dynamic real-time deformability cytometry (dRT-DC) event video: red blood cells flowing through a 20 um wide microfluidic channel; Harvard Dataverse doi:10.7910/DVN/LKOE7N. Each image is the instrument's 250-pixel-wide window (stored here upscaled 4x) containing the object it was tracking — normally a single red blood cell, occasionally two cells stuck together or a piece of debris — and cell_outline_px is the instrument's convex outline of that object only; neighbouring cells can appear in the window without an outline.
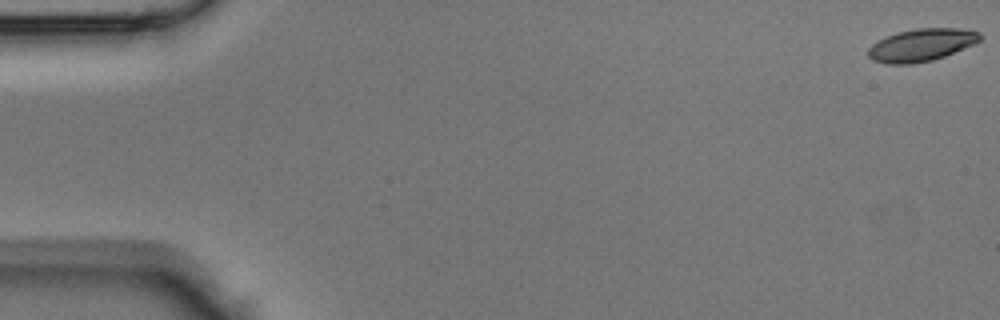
{"species": "Egyptian fruit bat (a non-hibernating species)", "species_latin": "Rousettus aegyptiacus", "temperature_condition": "room temperature", "stored_images_in_passage": 48, "camera_frame_rate_fps": 3000, "um_per_image_px": 0.085, "animal": {"sex": "male"}, "frame": {"image": 1, "passage_image": 1, "time_ms": 0.0, "image_size_px": [1000, 320], "cell_outline_px": [[984, 36], [980, 40], [972, 44], [944, 56], [932, 60], [912, 64], [888, 64], [872, 60], [868, 56], [868, 48], [872, 44], [896, 32], [916, 28], [960, 28], [980, 32]], "centroid_in_image_um": [78.31, 3.82], "position_along_channel_um": 6.7, "area_um2": 21.1}}
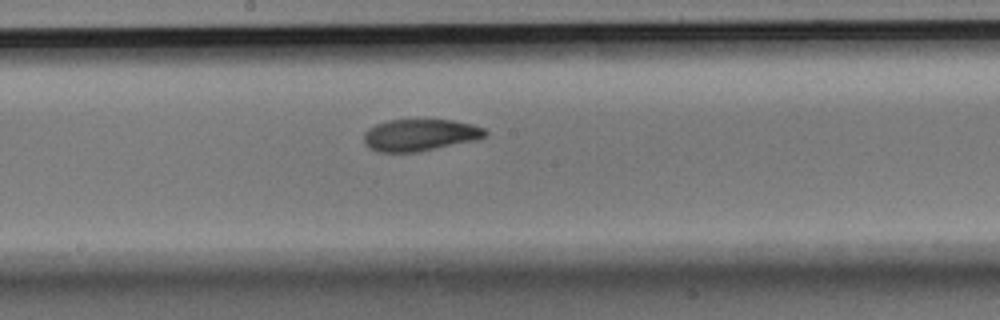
{"frame": {"image": 2, "passage_image": 26, "time_ms": 8.333, "image_size_px": [1000, 320], "cell_outline_px": [[488, 132], [484, 136], [472, 140], [416, 152], [380, 152], [368, 148], [364, 144], [364, 132], [368, 128], [376, 124], [388, 120], [452, 120], [472, 124], [484, 128]], "centroid_in_image_um": [35.62, 11.47], "position_along_channel_um": 212.6, "area_um2": 22.25}}
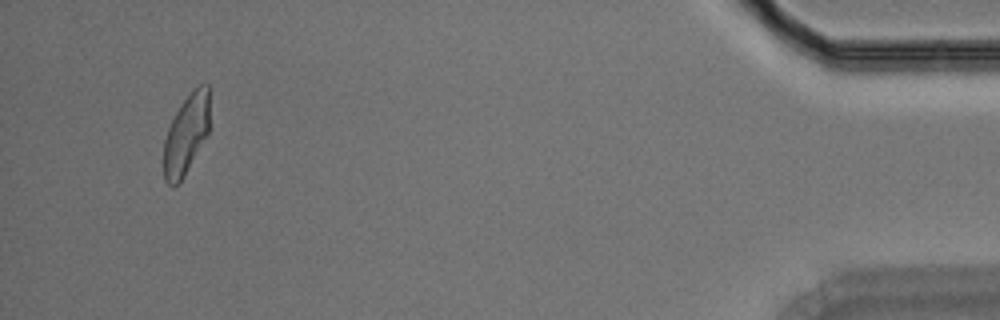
{"frame": {"image": 3, "passage_image": 46, "time_ms": 15.0, "image_size_px": [1000, 320], "cell_outline_px": [[208, 136], [184, 176], [172, 188], [164, 180], [164, 140], [168, 128], [180, 104], [200, 84], [208, 84]], "centroid_in_image_um": [15.82, 11.47], "position_along_channel_um": 419.4, "area_um2": 21.1}}